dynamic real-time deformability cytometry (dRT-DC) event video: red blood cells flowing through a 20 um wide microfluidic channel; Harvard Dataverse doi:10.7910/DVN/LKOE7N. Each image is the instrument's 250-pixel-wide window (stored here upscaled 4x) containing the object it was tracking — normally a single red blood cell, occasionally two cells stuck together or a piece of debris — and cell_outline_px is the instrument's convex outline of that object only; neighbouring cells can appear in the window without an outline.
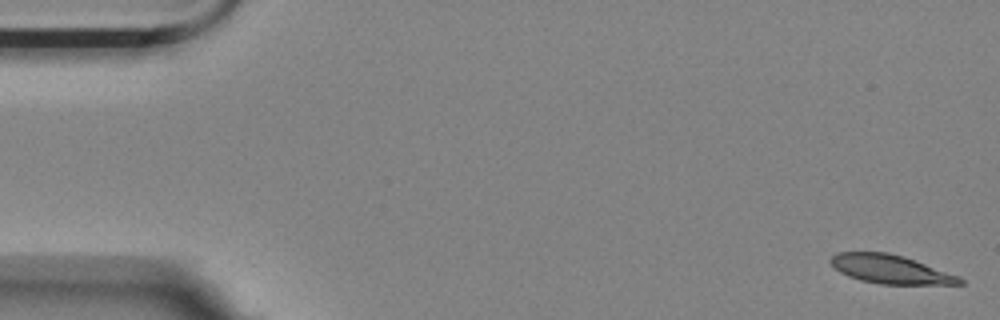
{"species": "Egyptian fruit bat (a non-hibernating species)", "species_latin": "Rousettus aegyptiacus", "temperature_condition": "room temperature", "stored_images_in_passage": 56, "camera_frame_rate_fps": 3000, "um_per_image_px": 0.085, "animal": {"sex": "female"}, "frame": {"image": 1, "passage_image": 1, "time_ms": 0.0, "image_size_px": [1000, 320], "cell_outline_px": [[964, 284], [880, 284], [860, 280], [848, 276], [840, 272], [828, 260], [836, 252], [888, 252], [904, 256], [960, 276], [964, 280]], "centroid_in_image_um": [75.7, 22.88], "position_along_channel_um": 9.3, "area_um2": 21.62}}
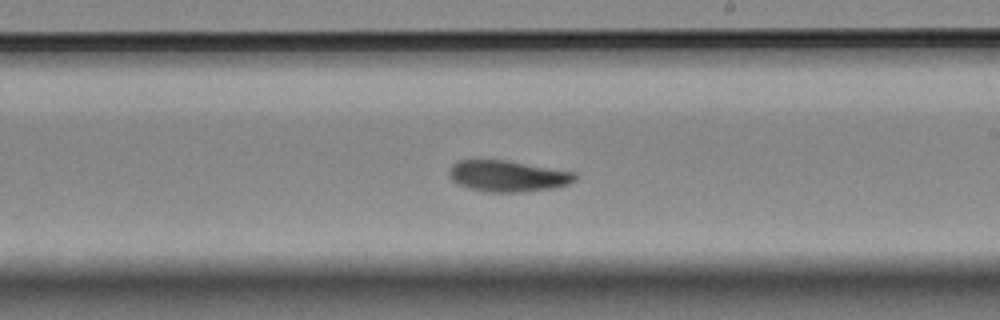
{"frame": {"image": 2, "passage_image": 32, "time_ms": 10.333, "image_size_px": [1000, 320], "cell_outline_px": [[576, 180], [568, 184], [552, 188], [520, 192], [488, 192], [468, 188], [456, 184], [448, 176], [448, 172], [452, 164], [460, 160], [504, 160], [576, 172]], "centroid_in_image_um": [43.12, 14.97], "position_along_channel_um": 245.9, "area_um2": 22.89}}
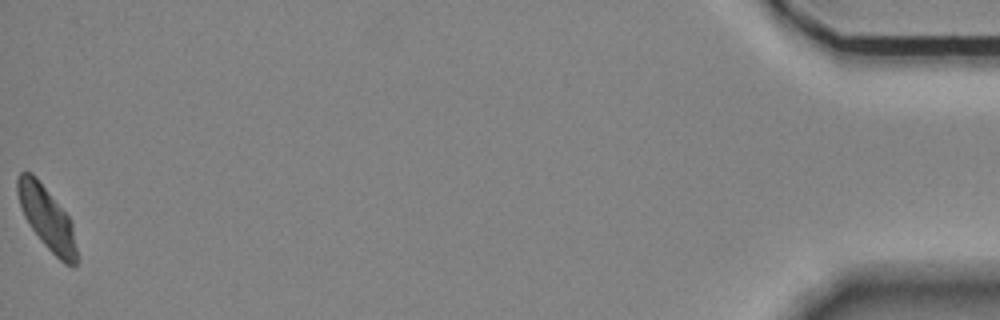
{"frame": {"image": 3, "passage_image": 56, "time_ms": 18.333, "image_size_px": [1000, 320], "cell_outline_px": [[76, 268], [72, 268], [64, 264], [44, 244], [32, 228], [24, 216], [16, 192], [16, 180], [20, 172], [32, 172], [36, 176], [72, 220], [76, 248]], "centroid_in_image_um": [3.99, 18.52], "position_along_channel_um": 431.2, "area_um2": 21.62}, "authors_computed_cell_mechanics": {"area_um2": 22.6576, "velocity_mm_per_s": 3.5242, "shape_relaxation_time_tau1_ms": 3.6888, "shape_relaxation_time_tau2_ms": 2.2716, "deformation_change_tau1": 0.1556, "deformation_change_tau2": 0.0734}}